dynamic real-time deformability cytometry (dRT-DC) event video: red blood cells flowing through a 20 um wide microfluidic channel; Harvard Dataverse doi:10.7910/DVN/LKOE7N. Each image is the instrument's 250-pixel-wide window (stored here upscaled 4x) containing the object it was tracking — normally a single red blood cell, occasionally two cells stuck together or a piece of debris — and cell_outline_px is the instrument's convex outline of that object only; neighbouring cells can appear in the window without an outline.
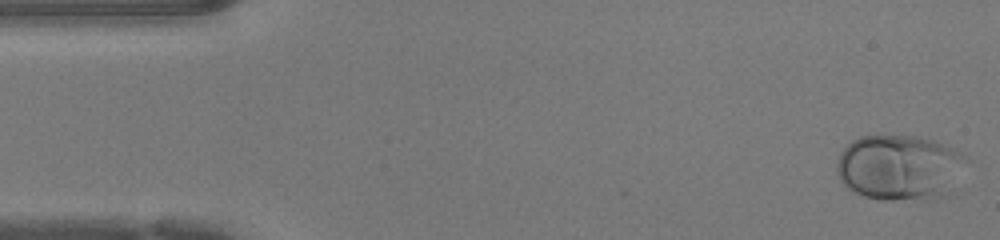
{"species": "human", "species_latin": "Homo sapiens", "temperature_condition": "warm", "stored_images_in_passage": 47, "camera_frame_rate_fps": 3000, "um_per_image_px": 0.085, "donor": {"sex": "female"}, "frame": {"image": 1, "passage_image": 1, "time_ms": 0.0, "image_size_px": [1000, 240], "cell_outline_px": [[968, 160], [944, 196], [936, 200], [880, 200], [864, 196], [848, 188], [840, 180], [836, 172], [836, 164], [840, 152], [852, 140], [860, 136], [916, 136], [932, 140], [956, 148]], "centroid_in_image_um": [76.43, 14.24], "position_along_channel_um": 8.6, "area_um2": 49.53}}
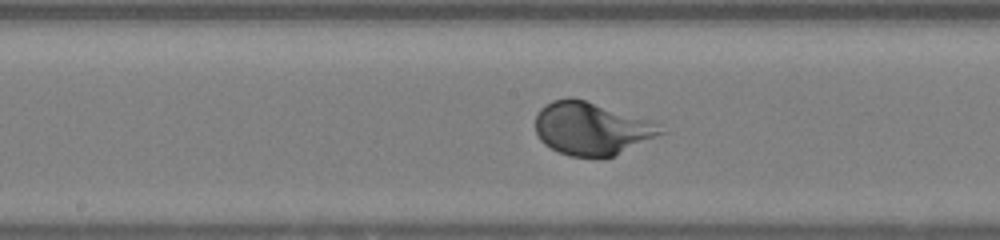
{"frame": {"image": 2, "passage_image": 23, "time_ms": 7.333, "image_size_px": [1000, 240], "cell_outline_px": [[668, 132], [604, 160], [568, 156], [544, 144], [540, 140], [536, 132], [536, 116], [540, 108], [544, 104], [552, 100], [568, 96], [584, 100], [648, 120], [656, 124]], "centroid_in_image_um": [50.25, 10.96], "position_along_channel_um": 197.9, "area_um2": 38.78}}
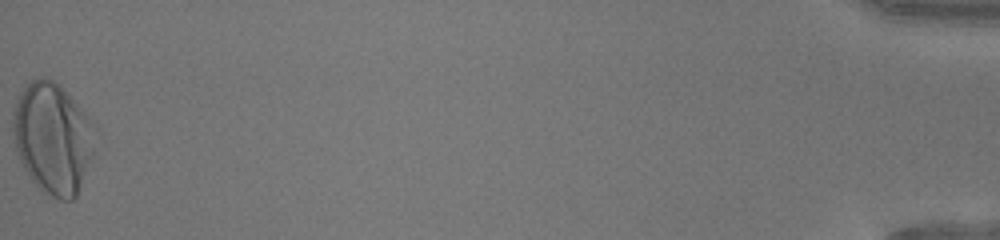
{"frame": {"image": 3, "passage_image": 47, "time_ms": 15.333, "image_size_px": [1000, 240], "cell_outline_px": [[100, 132], [92, 156], [76, 196], [72, 200], [60, 200], [44, 192], [32, 180], [24, 168], [16, 152], [12, 132], [12, 112], [16, 100], [24, 84], [40, 76], [52, 80], [60, 84], [64, 88]], "centroid_in_image_um": [4.48, 11.7], "position_along_channel_um": 430.7, "area_um2": 53.7}, "authors_computed_cell_mechanics": {"area_um2": 39.3618, "velocity_mm_per_s": 4.2682, "shape_relaxation_time_tau1_ms": 2.2015, "shape_relaxation_time_tau2_ms": null, "deformation_change_tau1": 0.19, "deformation_change_tau2": null}}